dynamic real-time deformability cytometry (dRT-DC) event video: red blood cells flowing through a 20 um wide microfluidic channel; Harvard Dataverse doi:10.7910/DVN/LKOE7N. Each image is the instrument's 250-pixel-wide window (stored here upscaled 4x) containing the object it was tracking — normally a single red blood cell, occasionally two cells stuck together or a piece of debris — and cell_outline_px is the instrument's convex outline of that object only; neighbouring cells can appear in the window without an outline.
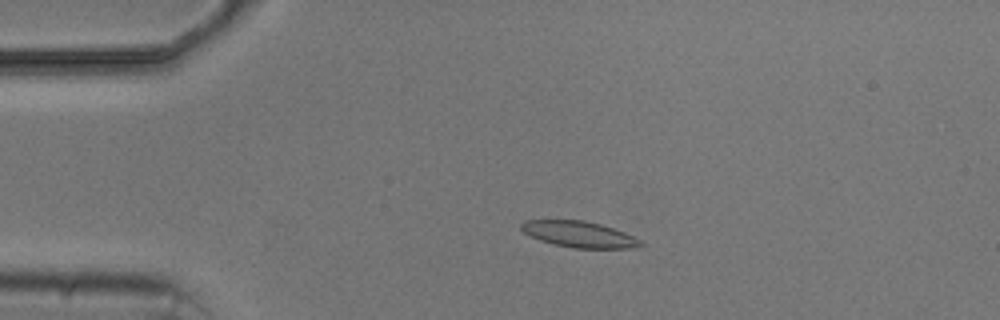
{"species": "common noctule bat (a hibernating species)", "species_latin": "Nyctalus noctula", "temperature_condition": "cold", "stored_images_in_passage": 4, "camera_frame_rate_fps": 3000, "um_per_image_px": 0.085, "animal": {"sex": "male", "body_mass_g": 20.5, "forearm_length_mm": 52.5}, "frame": {"image": 1, "passage_image": 2, "time_ms": 1.667, "image_size_px": [1000, 320], "cell_outline_px": [[644, 244], [632, 248], [572, 248], [540, 240], [524, 232], [520, 228], [520, 224], [524, 220], [584, 220], [600, 224], [624, 232], [640, 240]], "centroid_in_image_um": [49.21, 19.91], "position_along_channel_um": 35.8, "area_um2": 17.92}}